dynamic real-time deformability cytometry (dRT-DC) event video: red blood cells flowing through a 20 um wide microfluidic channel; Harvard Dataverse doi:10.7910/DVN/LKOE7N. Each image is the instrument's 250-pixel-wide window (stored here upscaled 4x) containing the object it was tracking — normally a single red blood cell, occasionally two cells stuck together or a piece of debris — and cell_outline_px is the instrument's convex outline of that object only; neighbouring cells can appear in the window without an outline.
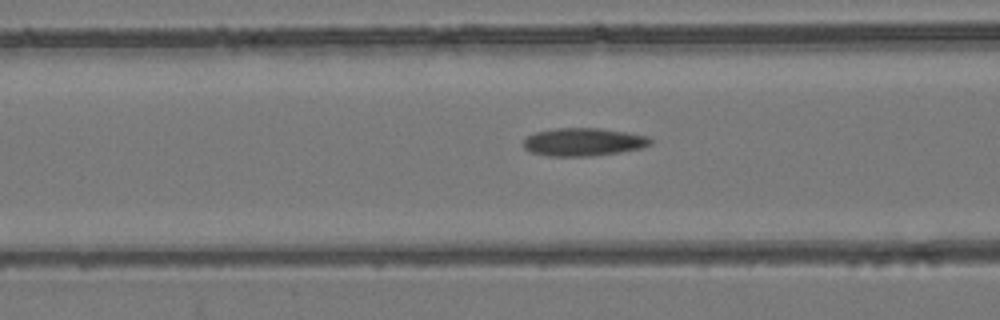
{"species": "common noctule bat (a hibernating species)", "species_latin": "Nyctalus noctula", "temperature_condition": "room temperature", "stored_images_in_passage": 31, "camera_frame_rate_fps": 3000, "um_per_image_px": 0.085, "animal": {"sex": "female", "body_mass_g": 24.6, "forearm_length_mm": 56.2}, "frame": {"image": 1, "passage_image": 8, "time_ms": 2.333, "image_size_px": [1000, 320], "cell_outline_px": [[652, 144], [644, 148], [620, 152], [592, 156], [548, 156], [532, 152], [524, 148], [524, 140], [528, 136], [536, 132], [556, 128], [600, 128], [648, 136], [652, 140]], "centroid_in_image_um": [49.62, 12.07], "position_along_channel_um": 117.0, "area_um2": 20.69}}
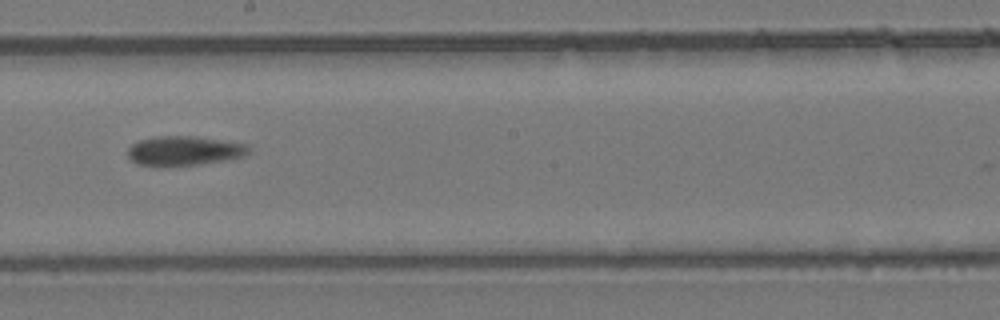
{"frame": {"image": 2, "passage_image": 17, "time_ms": 5.333, "image_size_px": [1000, 320], "cell_outline_px": [[248, 152], [244, 156], [224, 160], [200, 164], [160, 168], [152, 168], [136, 164], [128, 156], [128, 148], [132, 144], [140, 140], [156, 136], [196, 136], [244, 144], [248, 148]], "centroid_in_image_um": [15.55, 12.85], "position_along_channel_um": 232.7, "area_um2": 21.04}}
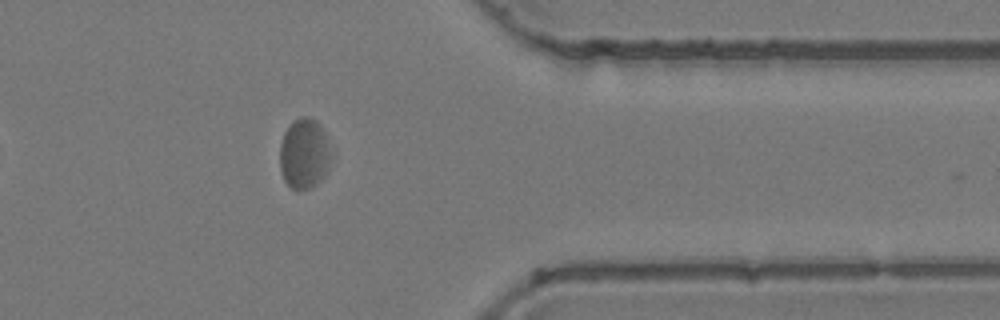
{"frame": {"image": 3, "passage_image": 30, "time_ms": 9.667, "image_size_px": [1000, 320], "cell_outline_px": [[332, 156], [328, 168], [324, 176], [316, 184], [308, 188], [292, 188], [284, 180], [280, 168], [280, 144], [284, 132], [288, 124], [292, 120], [300, 116], [308, 116], [316, 120], [324, 128]], "centroid_in_image_um": [25.87, 13.0], "position_along_channel_um": 385.5, "area_um2": 21.27}}